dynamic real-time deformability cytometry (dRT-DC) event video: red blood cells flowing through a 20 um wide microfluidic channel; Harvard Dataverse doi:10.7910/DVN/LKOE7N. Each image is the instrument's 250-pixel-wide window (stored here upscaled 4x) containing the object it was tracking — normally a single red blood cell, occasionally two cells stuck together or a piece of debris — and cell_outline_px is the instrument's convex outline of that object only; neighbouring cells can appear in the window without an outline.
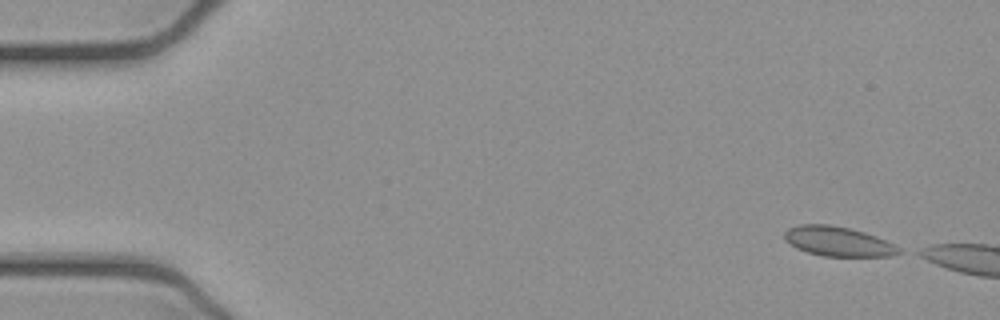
{"species": "common noctule bat (a hibernating species)", "species_latin": "Nyctalus noctula", "temperature_condition": "cold", "stored_images_in_passage": 4, "camera_frame_rate_fps": 3000, "um_per_image_px": 0.085, "animal": {"sex": "female", "body_mass_g": 21.9}, "frame": {"image": 1, "passage_image": 1, "time_ms": 0.0, "image_size_px": [1000, 320], "cell_outline_px": [[904, 252], [888, 256], [820, 256], [796, 248], [784, 240], [784, 232], [788, 228], [800, 224], [828, 224], [848, 228], [864, 232], [876, 236], [896, 244]], "centroid_in_image_um": [71.24, 20.52], "position_along_channel_um": 13.8, "area_um2": 19.88}}